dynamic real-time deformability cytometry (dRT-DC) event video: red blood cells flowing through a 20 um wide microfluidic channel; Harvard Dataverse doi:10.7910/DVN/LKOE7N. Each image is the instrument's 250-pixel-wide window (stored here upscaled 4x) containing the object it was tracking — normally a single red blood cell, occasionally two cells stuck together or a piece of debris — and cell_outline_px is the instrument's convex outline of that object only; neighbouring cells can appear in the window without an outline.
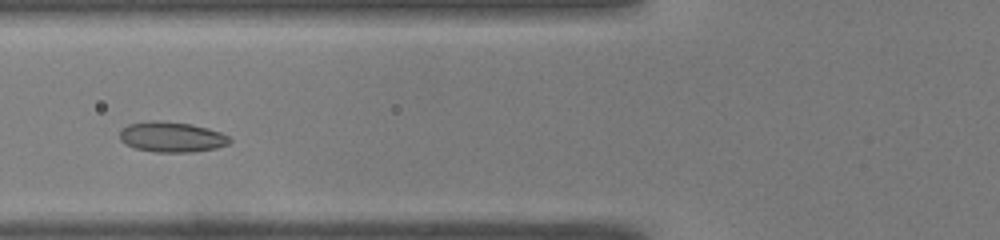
{"species": "common noctule bat (a hibernating species)", "species_latin": "Nyctalus noctula", "temperature_condition": "warm", "stored_images_in_passage": 42, "camera_frame_rate_fps": 3000, "um_per_image_px": 0.085, "animal": {"sex": "male", "body_mass_g": 19.0, "forearm_length_mm": 50.8}, "frame": {"image": 1, "passage_image": 12, "time_ms": 3.667, "image_size_px": [1000, 240], "cell_outline_px": [[232, 140], [228, 144], [216, 148], [192, 152], [156, 152], [136, 148], [124, 144], [120, 140], [120, 128], [128, 124], [148, 120], [160, 120], [192, 124], [208, 128], [220, 132], [228, 136]], "centroid_in_image_um": [14.56, 11.63], "position_along_channel_um": 111.2, "area_um2": 19.65}}
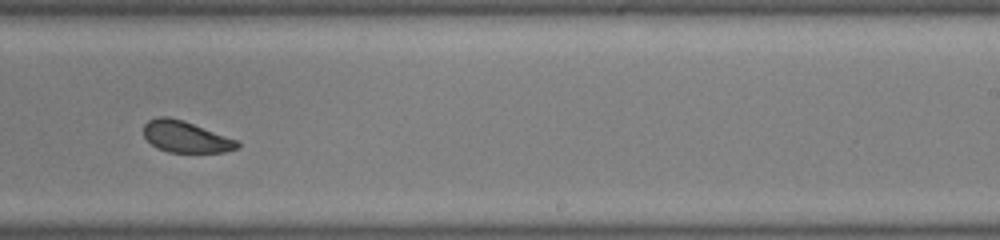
{"frame": {"image": 2, "passage_image": 24, "time_ms": 7.667, "image_size_px": [1000, 240], "cell_outline_px": [[240, 148], [224, 152], [168, 152], [156, 148], [144, 136], [144, 124], [148, 120], [156, 116], [168, 116], [184, 120], [236, 140], [240, 144]], "centroid_in_image_um": [15.76, 11.62], "position_along_channel_um": 273.2, "area_um2": 17.17}}
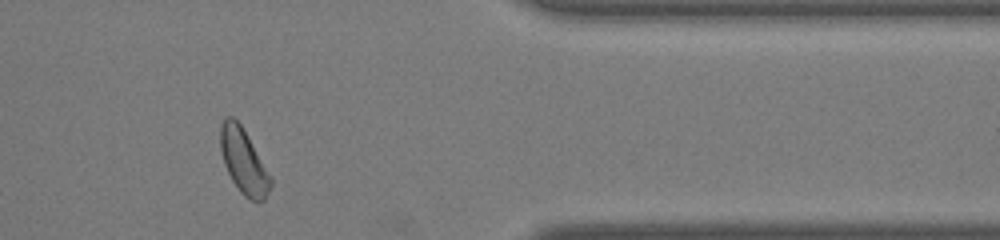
{"frame": {"image": 3, "passage_image": 34, "time_ms": 11.0, "image_size_px": [1000, 240], "cell_outline_px": [[272, 184], [264, 200], [252, 200], [244, 196], [240, 192], [232, 180], [224, 164], [220, 152], [220, 128], [224, 116], [232, 116], [240, 124], [272, 176]], "centroid_in_image_um": [20.7, 13.7], "position_along_channel_um": 390.7, "area_um2": 18.9}, "authors_computed_cell_mechanics": {"area_um2": 18.6983, "velocity_mm_per_s": 4.0619, "shape_relaxation_time_tau1_ms": 10.1567, "shape_relaxation_time_tau2_ms": 2.605, "deformation_change_tau1": 0.1227, "deformation_change_tau2": 0.0875}}